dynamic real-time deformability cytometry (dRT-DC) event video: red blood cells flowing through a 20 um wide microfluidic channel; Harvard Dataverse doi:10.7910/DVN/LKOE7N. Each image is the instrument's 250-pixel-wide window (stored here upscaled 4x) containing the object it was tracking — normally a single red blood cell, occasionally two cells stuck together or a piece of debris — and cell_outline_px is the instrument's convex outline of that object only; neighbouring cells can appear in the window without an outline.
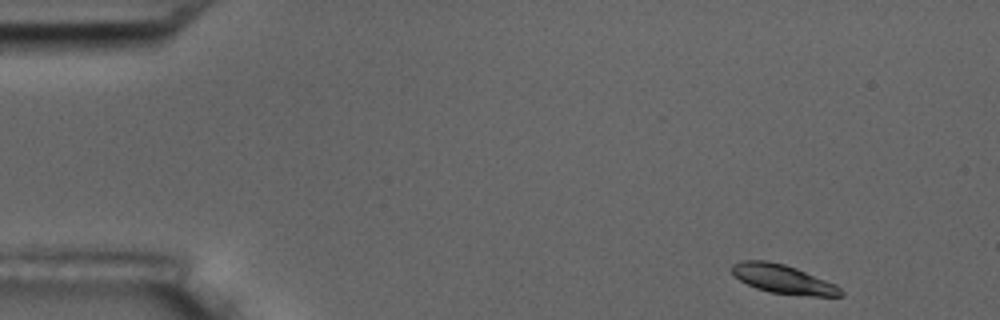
{"species": "common noctule bat (a hibernating species)", "species_latin": "Nyctalus noctula", "temperature_condition": "room temperature", "stored_images_in_passage": 5, "camera_frame_rate_fps": 3000, "um_per_image_px": 0.085, "animal": {"sex": "male", "body_mass_g": 17.5, "forearm_length_mm": 52.3}, "frame": {"image": 1, "passage_image": 1, "time_ms": 0.0, "image_size_px": [1000, 320], "cell_outline_px": [[844, 296], [808, 296], [768, 292], [756, 288], [732, 276], [732, 264], [740, 260], [768, 260], [784, 264], [796, 268], [836, 284], [844, 292]], "centroid_in_image_um": [66.55, 23.72], "position_along_channel_um": 18.5, "area_um2": 18.5}}